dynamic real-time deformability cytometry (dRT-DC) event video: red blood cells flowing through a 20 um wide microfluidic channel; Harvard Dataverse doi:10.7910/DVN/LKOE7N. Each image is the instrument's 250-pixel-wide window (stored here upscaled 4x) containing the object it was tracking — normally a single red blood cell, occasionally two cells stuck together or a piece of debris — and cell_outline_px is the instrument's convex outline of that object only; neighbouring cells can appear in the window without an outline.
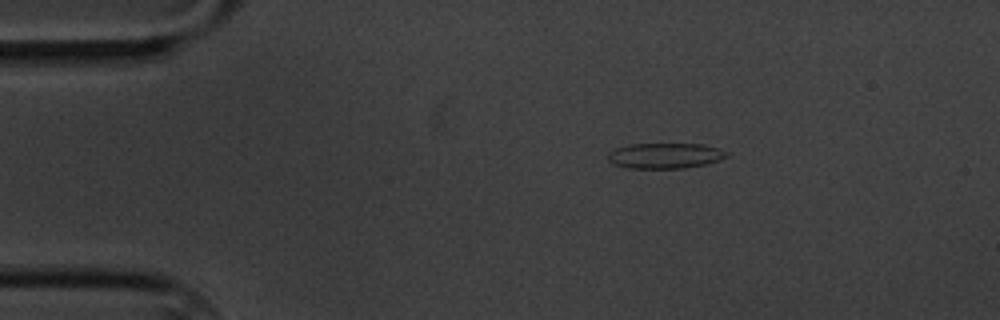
{"species": "common noctule bat (a hibernating species)", "species_latin": "Nyctalus noctula", "temperature_condition": "cold", "stored_images_in_passage": 6, "camera_frame_rate_fps": 3000, "um_per_image_px": 0.085, "animal": {"sex": "male", "body_mass_g": 20.1, "forearm_length_mm": 53.5}, "frame": {"image": 1, "passage_image": 6, "time_ms": 6.667, "image_size_px": [1000, 320], "cell_outline_px": [[728, 156], [720, 160], [704, 164], [684, 168], [628, 168], [616, 164], [608, 160], [608, 152], [616, 148], [628, 144], [704, 144], [728, 152]], "centroid_in_image_um": [56.53, 13.23], "position_along_channel_um": 28.5, "area_um2": 17.51}}